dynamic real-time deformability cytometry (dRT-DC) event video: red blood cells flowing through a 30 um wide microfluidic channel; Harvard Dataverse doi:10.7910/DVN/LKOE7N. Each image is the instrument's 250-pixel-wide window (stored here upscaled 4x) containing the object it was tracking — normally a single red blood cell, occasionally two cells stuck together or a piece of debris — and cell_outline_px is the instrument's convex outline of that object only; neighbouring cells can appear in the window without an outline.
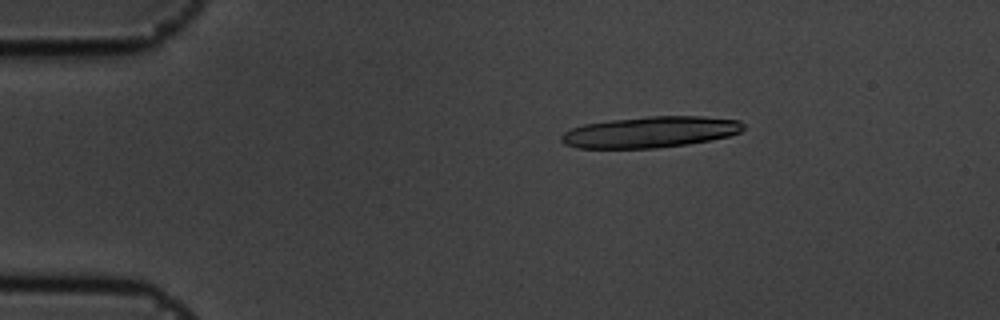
{"species": "common noctule bat (a hibernating species)", "species_latin": "Nyctalus noctula", "temperature_condition": "cold", "stored_images_in_passage": 19, "camera_frame_rate_fps": 3000, "um_per_image_px": 0.085, "animal": {"sex": "male", "body_mass_g": 19.5, "forearm_length_mm": 54.6}, "frame": {"image": 1, "passage_image": 10, "time_ms": 3.0, "image_size_px": [1000, 320], "cell_outline_px": [[744, 128], [740, 132], [728, 136], [688, 144], [656, 148], [576, 148], [564, 144], [560, 140], [560, 136], [564, 132], [572, 128], [584, 124], [612, 120], [648, 116], [704, 116], [740, 120], [744, 124]], "centroid_in_image_um": [55.27, 11.22], "position_along_channel_um": 29.7, "area_um2": 33.06}}